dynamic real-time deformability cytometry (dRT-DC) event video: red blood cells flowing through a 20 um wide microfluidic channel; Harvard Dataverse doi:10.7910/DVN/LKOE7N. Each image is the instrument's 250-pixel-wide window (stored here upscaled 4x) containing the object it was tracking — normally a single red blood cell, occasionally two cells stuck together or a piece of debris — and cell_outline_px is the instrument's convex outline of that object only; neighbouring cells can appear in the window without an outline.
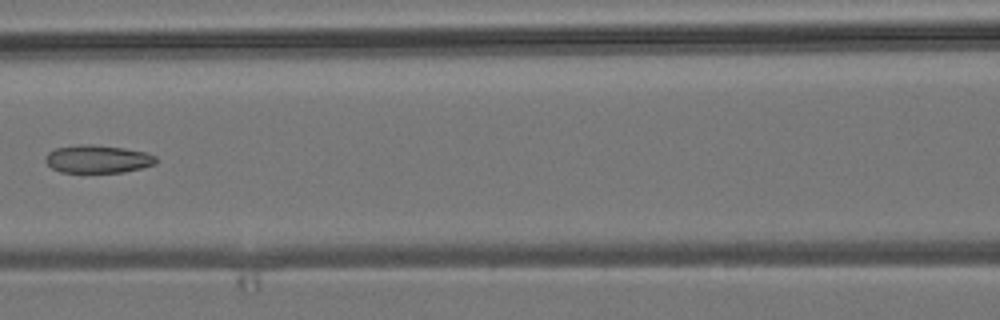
{"species": "common noctule bat (a hibernating species)", "species_latin": "Nyctalus noctula", "temperature_condition": "room temperature", "stored_images_in_passage": 7, "camera_frame_rate_fps": 3000, "um_per_image_px": 0.085, "animal": {"sex": "male", "body_mass_g": 19.2, "forearm_length_mm": 51.8}, "frame": {"image": 1, "passage_image": 7, "time_ms": 7.0, "image_size_px": [1000, 320], "cell_outline_px": [[156, 164], [124, 172], [60, 172], [52, 168], [44, 160], [44, 156], [48, 152], [56, 148], [80, 144], [92, 144], [124, 148], [144, 152], [156, 156]], "centroid_in_image_um": [8.27, 13.51], "position_along_channel_um": 158.3, "area_um2": 17.98}}